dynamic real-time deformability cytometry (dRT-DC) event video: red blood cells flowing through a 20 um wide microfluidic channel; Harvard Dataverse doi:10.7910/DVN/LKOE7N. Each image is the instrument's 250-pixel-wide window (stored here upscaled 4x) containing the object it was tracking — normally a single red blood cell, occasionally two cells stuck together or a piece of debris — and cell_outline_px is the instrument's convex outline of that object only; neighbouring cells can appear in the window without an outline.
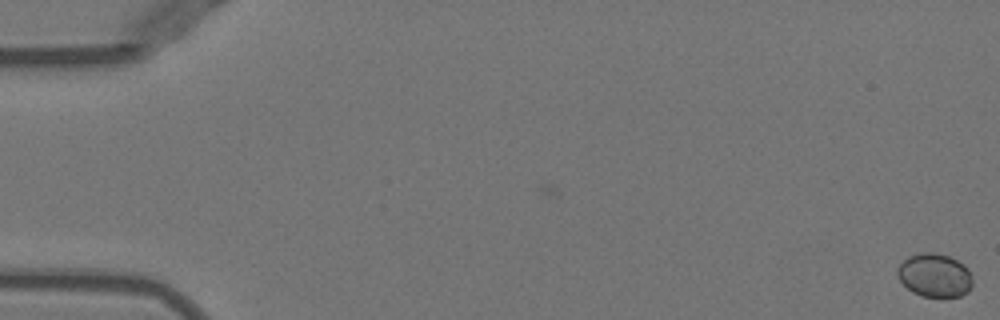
{"species": "Egyptian fruit bat (a non-hibernating species)", "species_latin": "Rousettus aegyptiacus", "temperature_condition": "warm", "stored_images_in_passage": 3, "camera_frame_rate_fps": 3000, "um_per_image_px": 0.085, "animal": {"sex": "female"}, "frame": {"image": 1, "passage_image": 3, "time_ms": 0.667, "image_size_px": [1000, 320], "cell_outline_px": [[972, 288], [968, 292], [960, 296], [944, 300], [924, 296], [912, 292], [896, 276], [896, 268], [908, 256], [916, 252], [932, 252], [948, 256], [964, 264], [968, 268], [972, 276]], "centroid_in_image_um": [79.46, 23.43], "position_along_channel_um": 5.5, "area_um2": 19.71}}